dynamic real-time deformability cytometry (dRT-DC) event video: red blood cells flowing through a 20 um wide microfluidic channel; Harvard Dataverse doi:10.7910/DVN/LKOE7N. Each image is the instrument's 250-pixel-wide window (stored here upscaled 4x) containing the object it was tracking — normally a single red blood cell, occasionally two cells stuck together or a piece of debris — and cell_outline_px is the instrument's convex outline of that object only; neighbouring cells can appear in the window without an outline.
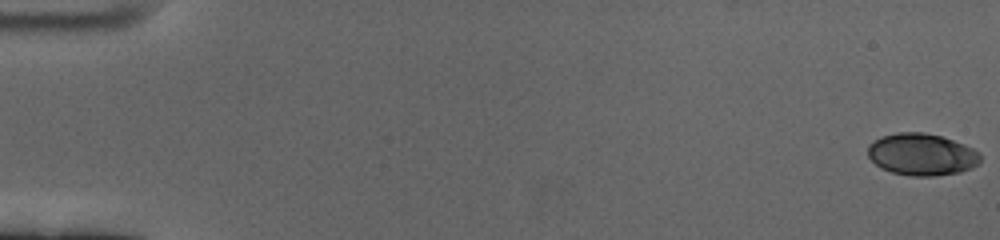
{"species": "human", "species_latin": "Homo sapiens", "temperature_condition": "cold", "stored_images_in_passage": 61, "camera_frame_rate_fps": 3000, "um_per_image_px": 0.085, "donor": {"sex": "female"}, "frame": {"image": 1, "passage_image": 1, "time_ms": 0.0, "image_size_px": [1000, 240], "cell_outline_px": [[980, 164], [972, 168], [960, 172], [932, 176], [912, 176], [892, 172], [880, 168], [868, 156], [868, 144], [880, 136], [896, 132], [924, 132], [940, 136], [964, 144], [980, 152]], "centroid_in_image_um": [78.34, 13.12], "position_along_channel_um": 6.7, "area_um2": 27.69}}
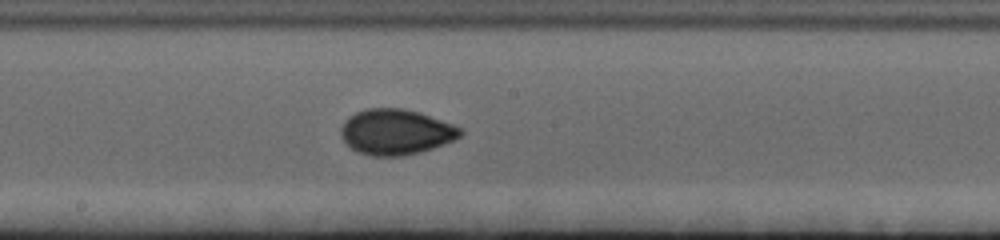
{"frame": {"image": 2, "passage_image": 34, "time_ms": 11.0, "image_size_px": [1000, 240], "cell_outline_px": [[464, 132], [456, 140], [420, 152], [404, 156], [372, 156], [360, 152], [352, 148], [344, 140], [340, 132], [340, 128], [344, 120], [348, 116], [356, 112], [368, 108], [404, 108], [420, 112], [464, 128]], "centroid_in_image_um": [33.68, 11.2], "position_along_channel_um": 214.5, "area_um2": 31.91}}
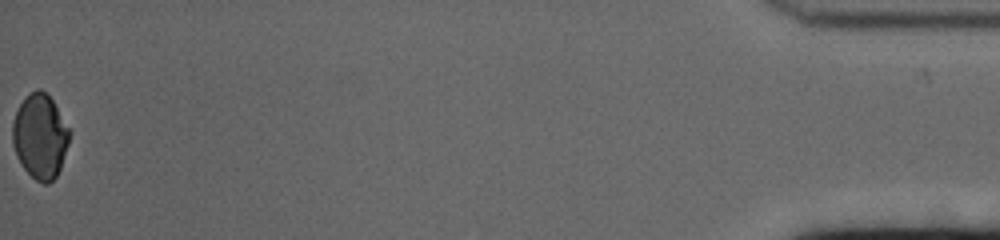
{"frame": {"image": 3, "passage_image": 61, "time_ms": 20.0, "image_size_px": [1000, 240], "cell_outline_px": [[72, 132], [60, 168], [56, 176], [48, 184], [44, 184], [36, 180], [20, 164], [16, 156], [12, 144], [12, 124], [16, 112], [24, 96], [28, 92], [36, 88], [40, 88], [52, 100]], "centroid_in_image_um": [3.4, 11.57], "position_along_channel_um": 431.8, "area_um2": 28.26}, "authors_computed_cell_mechanics": {"area_um2": 29.6514, "velocity_mm_per_s": 3.4218, "shape_relaxation_time_tau1_ms": 7.9214, "shape_relaxation_time_tau2_ms": 0.9969, "deformation_change_tau1": 0.1366, "deformation_change_tau2": 0.0394}}